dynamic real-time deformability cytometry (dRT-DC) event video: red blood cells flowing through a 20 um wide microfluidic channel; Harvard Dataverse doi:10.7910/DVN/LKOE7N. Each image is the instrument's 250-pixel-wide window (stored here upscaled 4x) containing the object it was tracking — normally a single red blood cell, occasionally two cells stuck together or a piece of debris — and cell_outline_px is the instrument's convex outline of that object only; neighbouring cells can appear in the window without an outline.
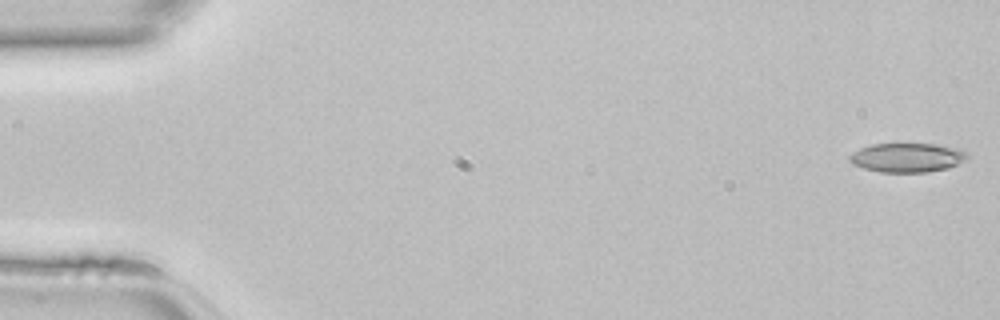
{"species": "common noctule bat (a hibernating species)", "species_latin": "Nyctalus noctula", "temperature_condition": "room temperature", "stored_images_in_passage": 46, "camera_frame_rate_fps": 3000, "um_per_image_px": 0.085, "animal": {"sex": "female", "body_mass_g": 22.7, "forearm_length_mm": 54.2}, "frame": {"image": 1, "passage_image": 1, "time_ms": 0.0, "image_size_px": [1000, 320], "cell_outline_px": [[968, 160], [948, 168], [928, 172], [880, 172], [864, 168], [852, 164], [848, 160], [848, 156], [852, 152], [860, 148], [872, 144], [936, 144], [960, 148], [968, 156]], "centroid_in_image_um": [77.11, 13.39], "position_along_channel_um": 7.9, "area_um2": 20.17}}
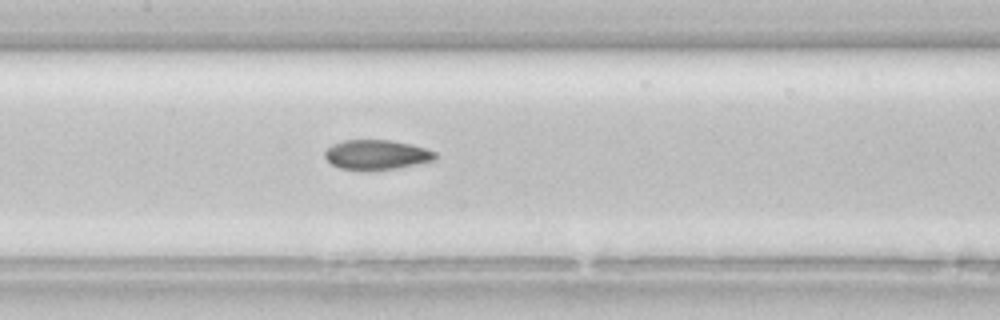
{"frame": {"image": 2, "passage_image": 22, "time_ms": 7.0, "image_size_px": [1000, 320], "cell_outline_px": [[436, 160], [396, 168], [340, 168], [332, 164], [324, 156], [324, 152], [332, 144], [344, 140], [388, 140], [412, 144], [436, 152]], "centroid_in_image_um": [32.03, 13.11], "position_along_channel_um": 175.4, "area_um2": 18.55}}
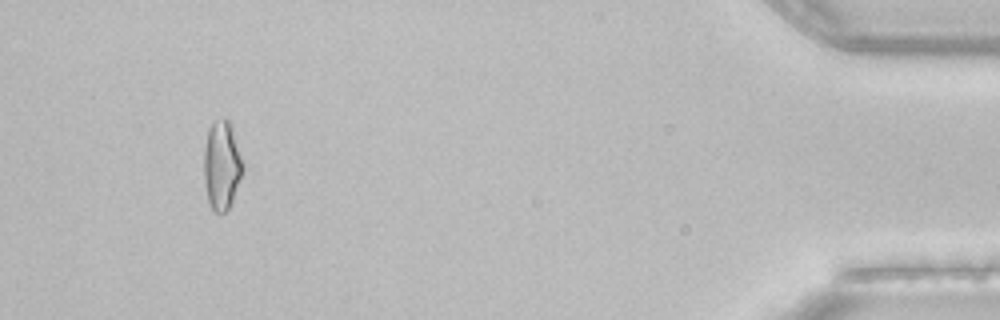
{"frame": {"image": 3, "passage_image": 43, "time_ms": 14.0, "image_size_px": [1000, 320], "cell_outline_px": [[244, 168], [232, 200], [228, 208], [224, 212], [212, 212], [208, 200], [204, 184], [204, 148], [208, 128], [216, 120], [228, 120], [232, 124], [244, 164]], "centroid_in_image_um": [18.85, 14.04], "position_along_channel_um": 416.4, "area_um2": 20.23}}